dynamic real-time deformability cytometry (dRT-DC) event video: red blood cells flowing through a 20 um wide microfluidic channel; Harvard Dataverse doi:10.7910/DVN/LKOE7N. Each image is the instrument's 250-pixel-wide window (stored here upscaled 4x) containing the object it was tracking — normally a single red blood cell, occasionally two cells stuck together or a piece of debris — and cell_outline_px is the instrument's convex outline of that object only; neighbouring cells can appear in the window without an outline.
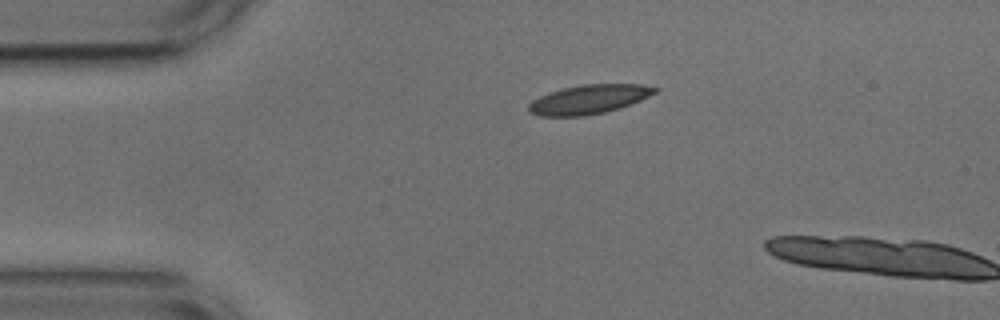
{"species": "common noctule bat (a hibernating species)", "species_latin": "Nyctalus noctula", "temperature_condition": "cold", "stored_images_in_passage": 2, "camera_frame_rate_fps": 3000, "um_per_image_px": 0.085, "animal": {"sex": "male", "body_mass_g": 17.9, "forearm_length_mm": 54.2}, "frame": {"image": 1, "passage_image": 1, "time_ms": 0.0, "image_size_px": [1000, 320], "cell_outline_px": [[660, 88], [656, 92], [640, 100], [620, 108], [604, 112], [584, 116], [540, 116], [528, 112], [528, 104], [532, 100], [540, 96], [564, 88], [584, 84], [644, 84]], "centroid_in_image_um": [50.06, 8.45], "position_along_channel_um": 34.9, "area_um2": 21.33}}